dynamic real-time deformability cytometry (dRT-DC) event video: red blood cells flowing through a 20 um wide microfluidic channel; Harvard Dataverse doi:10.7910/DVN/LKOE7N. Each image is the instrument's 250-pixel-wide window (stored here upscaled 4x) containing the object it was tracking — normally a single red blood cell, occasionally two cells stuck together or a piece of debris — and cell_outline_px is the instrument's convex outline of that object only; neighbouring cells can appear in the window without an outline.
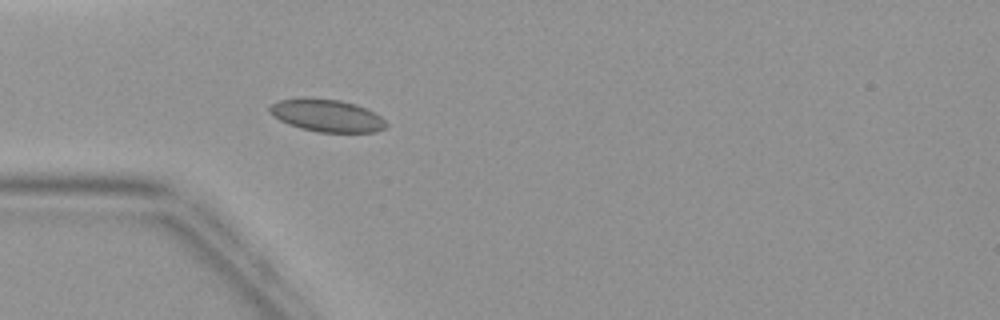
{"species": "common noctule bat (a hibernating species)", "species_latin": "Nyctalus noctula", "temperature_condition": "warm", "stored_images_in_passage": 3, "camera_frame_rate_fps": 3000, "um_per_image_px": 0.085, "animal": {"sex": "female", "body_mass_g": 19.9}, "frame": {"image": 1, "passage_image": 3, "time_ms": 2.667, "image_size_px": [1000, 320], "cell_outline_px": [[388, 124], [384, 128], [376, 132], [316, 132], [300, 128], [288, 124], [280, 120], [268, 112], [268, 108], [272, 104], [280, 100], [300, 96], [308, 96], [340, 100], [356, 104], [380, 116]], "centroid_in_image_um": [27.73, 9.8], "position_along_channel_um": 57.3, "area_um2": 22.31}}